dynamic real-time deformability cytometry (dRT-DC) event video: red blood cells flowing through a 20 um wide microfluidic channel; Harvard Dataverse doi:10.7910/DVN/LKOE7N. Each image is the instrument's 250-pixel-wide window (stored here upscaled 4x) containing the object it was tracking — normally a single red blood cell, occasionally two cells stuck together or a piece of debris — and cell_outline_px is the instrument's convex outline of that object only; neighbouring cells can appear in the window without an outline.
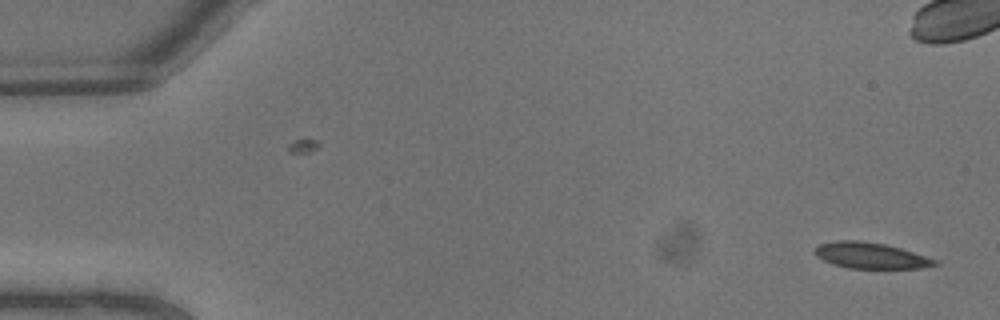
{"species": "common noctule bat (a hibernating species)", "species_latin": "Nyctalus noctula", "temperature_condition": "warm", "stored_images_in_passage": 3, "camera_frame_rate_fps": 3000, "um_per_image_px": 0.085, "animal": {"sex": "male", "body_mass_g": 13.3}, "frame": {"image": 1, "passage_image": 3, "time_ms": 0.667, "image_size_px": [1000, 320], "cell_outline_px": [[940, 264], [920, 268], [848, 268], [832, 264], [816, 256], [816, 248], [820, 244], [836, 240], [860, 240], [884, 244], [900, 248], [940, 260]], "centroid_in_image_um": [74.05, 21.72], "position_along_channel_um": 11.0, "area_um2": 18.15}}